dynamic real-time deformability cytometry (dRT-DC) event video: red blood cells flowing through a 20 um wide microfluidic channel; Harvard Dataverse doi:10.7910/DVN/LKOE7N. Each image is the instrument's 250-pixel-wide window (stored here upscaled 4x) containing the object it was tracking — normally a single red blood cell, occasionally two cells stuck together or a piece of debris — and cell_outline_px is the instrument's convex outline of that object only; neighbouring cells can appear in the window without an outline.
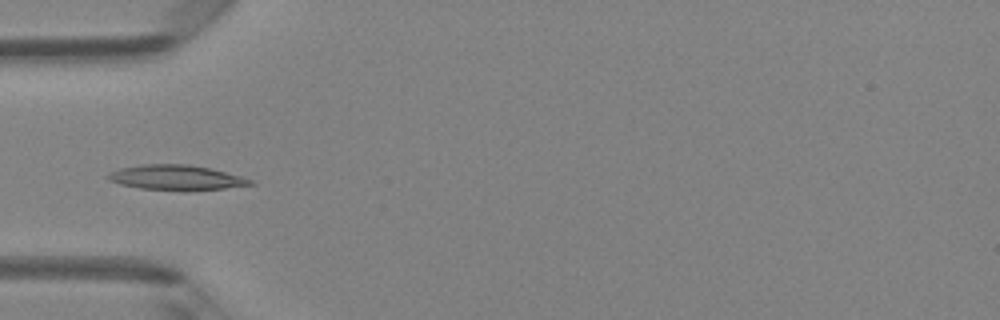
{"species": "Egyptian fruit bat (a non-hibernating species)", "species_latin": "Rousettus aegyptiacus", "temperature_condition": "room temperature", "stored_images_in_passage": 3, "camera_frame_rate_fps": 3000, "um_per_image_px": 0.085, "animal": {"sex": "female"}, "frame": {"image": 1, "passage_image": 3, "time_ms": 0.667, "image_size_px": [1000, 320], "cell_outline_px": [[256, 184], [224, 188], [184, 192], [140, 188], [120, 184], [108, 180], [104, 176], [108, 172], [120, 168], [140, 164], [188, 164], [208, 168], [240, 176], [252, 180]], "centroid_in_image_um": [14.91, 15.11], "position_along_channel_um": 70.1, "area_um2": 21.04}}